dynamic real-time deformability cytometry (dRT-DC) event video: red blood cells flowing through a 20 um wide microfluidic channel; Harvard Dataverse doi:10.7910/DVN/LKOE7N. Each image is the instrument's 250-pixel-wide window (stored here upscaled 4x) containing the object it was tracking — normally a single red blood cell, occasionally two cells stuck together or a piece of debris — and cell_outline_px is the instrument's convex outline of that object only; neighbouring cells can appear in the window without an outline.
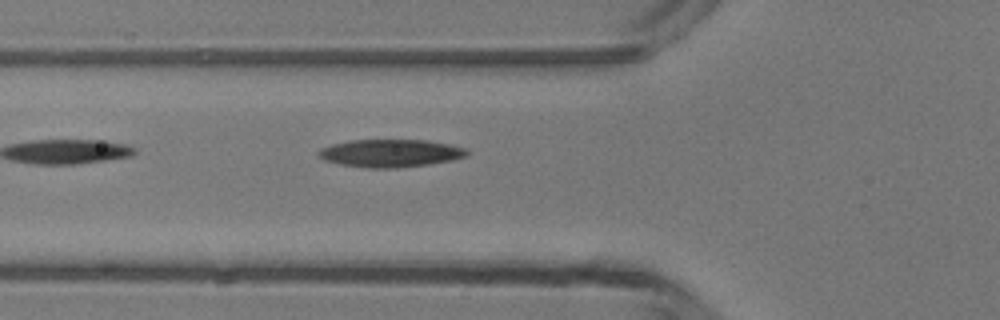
{"species": "common noctule bat (a hibernating species)", "species_latin": "Nyctalus noctula", "temperature_condition": "room temperature", "stored_images_in_passage": 6, "camera_frame_rate_fps": 3000, "um_per_image_px": 0.085, "animal": {"sex": "male", "body_mass_g": 13.3}, "frame": {"image": 1, "passage_image": 3, "time_ms": 0.667, "image_size_px": [1000, 320], "cell_outline_px": [[468, 156], [452, 160], [428, 164], [396, 168], [368, 168], [340, 164], [324, 160], [320, 156], [320, 148], [332, 144], [352, 140], [428, 140], [448, 144], [464, 148], [468, 152]], "centroid_in_image_um": [33.2, 13.02], "position_along_channel_um": 92.6, "area_um2": 23.81}}